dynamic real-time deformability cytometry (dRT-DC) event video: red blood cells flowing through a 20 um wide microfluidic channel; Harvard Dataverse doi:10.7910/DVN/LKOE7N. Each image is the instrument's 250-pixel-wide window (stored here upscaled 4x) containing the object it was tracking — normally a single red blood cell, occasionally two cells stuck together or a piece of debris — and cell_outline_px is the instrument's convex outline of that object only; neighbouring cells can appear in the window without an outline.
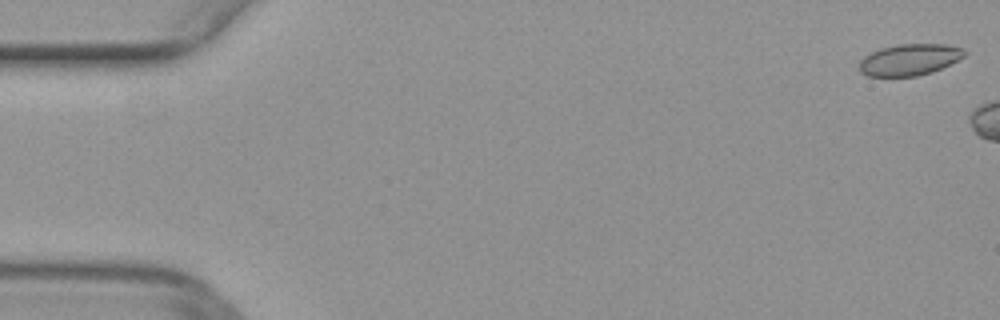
{"species": "common noctule bat (a hibernating species)", "species_latin": "Nyctalus noctula", "temperature_condition": "warm", "stored_images_in_passage": 6, "camera_frame_rate_fps": 3000, "um_per_image_px": 0.085, "animal": {"sex": "female", "body_mass_g": 29.2, "forearm_length_mm": 56.3}, "frame": {"image": 1, "passage_image": 1, "time_ms": 0.0, "image_size_px": [1000, 320], "cell_outline_px": [[968, 52], [964, 56], [932, 72], [916, 76], [868, 76], [860, 72], [860, 60], [864, 56], [880, 48], [896, 44], [944, 44], [964, 48]], "centroid_in_image_um": [77.3, 5.06], "position_along_channel_um": 7.7, "area_um2": 19.19}}